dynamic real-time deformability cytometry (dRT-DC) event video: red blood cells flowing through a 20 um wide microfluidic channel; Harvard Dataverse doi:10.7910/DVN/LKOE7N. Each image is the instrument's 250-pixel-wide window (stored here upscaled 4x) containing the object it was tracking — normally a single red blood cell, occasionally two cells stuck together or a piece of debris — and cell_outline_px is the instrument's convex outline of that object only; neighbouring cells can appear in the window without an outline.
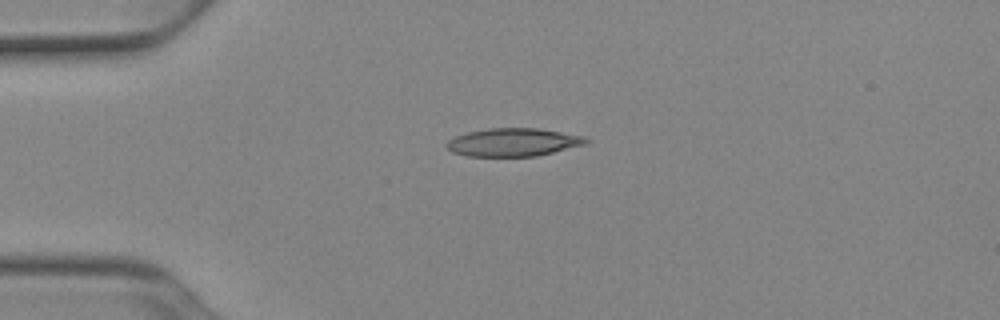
{"species": "Egyptian fruit bat (a non-hibernating species)", "species_latin": "Rousettus aegyptiacus", "temperature_condition": "cold", "stored_images_in_passage": 40, "camera_frame_rate_fps": 3000, "um_per_image_px": 0.085, "animal": {"sex": "female"}, "frame": {"image": 1, "passage_image": 1, "time_ms": 0.0, "image_size_px": [1000, 320], "cell_outline_px": [[592, 140], [584, 144], [536, 156], [468, 156], [452, 152], [444, 144], [448, 140], [456, 136], [468, 132], [488, 128], [540, 128], [584, 136]], "centroid_in_image_um": [43.62, 12.08], "position_along_channel_um": 41.4, "area_um2": 22.72}}
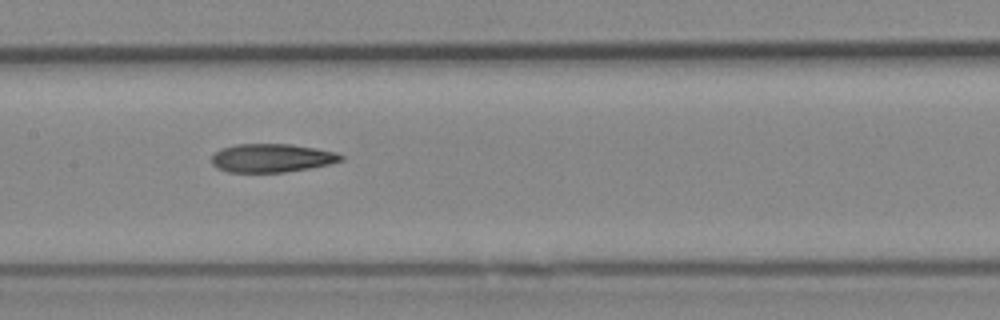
{"frame": {"image": 2, "passage_image": 14, "time_ms": 4.333, "image_size_px": [1000, 320], "cell_outline_px": [[344, 160], [328, 164], [308, 168], [284, 172], [228, 172], [216, 168], [212, 164], [212, 156], [220, 148], [236, 144], [292, 144], [316, 148], [336, 152], [344, 156]], "centroid_in_image_um": [23.09, 13.42], "position_along_channel_um": 184.3, "area_um2": 21.5}}
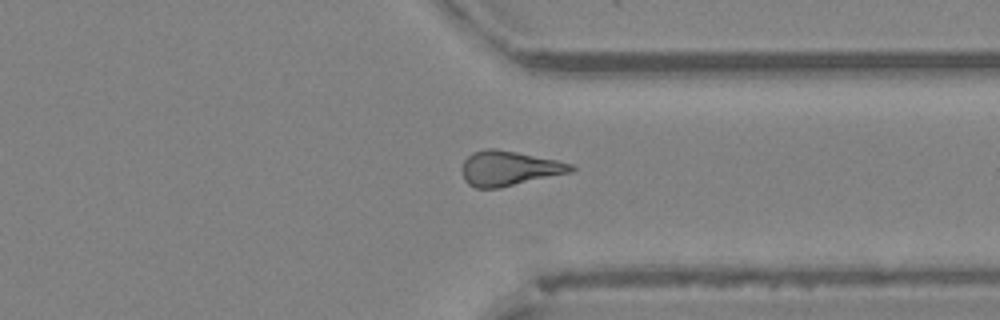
{"frame": {"image": 3, "passage_image": 28, "time_ms": 9.0, "image_size_px": [1000, 320], "cell_outline_px": [[576, 168], [572, 172], [500, 188], [476, 188], [468, 184], [464, 180], [460, 168], [464, 160], [472, 152], [488, 148], [496, 148], [556, 160], [572, 164]], "centroid_in_image_um": [43.23, 14.31], "position_along_channel_um": 368.2, "area_um2": 22.25}, "authors_computed_cell_mechanics": {"area_um2": 21.7906, "velocity_mm_per_s": 3.9467, "shape_relaxation_time_tau1_ms": null, "shape_relaxation_time_tau2_ms": 7.6553, "deformation_change_tau1": null, "deformation_change_tau2": 0.2101}}